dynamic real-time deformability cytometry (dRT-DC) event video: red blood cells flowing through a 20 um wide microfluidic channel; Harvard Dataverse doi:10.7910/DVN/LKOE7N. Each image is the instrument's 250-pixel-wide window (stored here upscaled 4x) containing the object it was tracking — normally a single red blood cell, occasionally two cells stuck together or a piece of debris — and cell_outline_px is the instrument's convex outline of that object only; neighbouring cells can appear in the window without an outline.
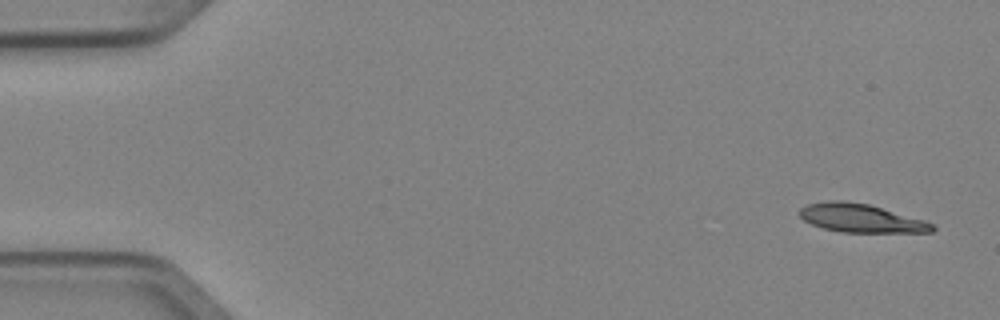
{"species": "Egyptian fruit bat (a non-hibernating species)", "species_latin": "Rousettus aegyptiacus", "temperature_condition": "cold", "stored_images_in_passage": 5, "camera_frame_rate_fps": 3000, "um_per_image_px": 0.085, "animal": {"sex": "female"}, "frame": {"image": 1, "passage_image": 1, "time_ms": 0.0, "image_size_px": [1000, 320], "cell_outline_px": [[936, 228], [932, 232], [840, 232], [824, 228], [812, 224], [804, 220], [800, 216], [800, 208], [804, 204], [828, 200], [844, 200], [868, 204], [924, 220], [932, 224]], "centroid_in_image_um": [73.14, 18.53], "position_along_channel_um": 11.9, "area_um2": 21.91}}
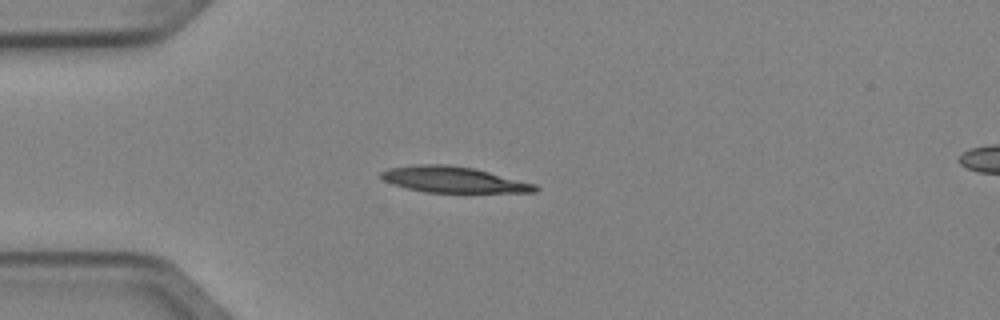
{"frame": {"image": 2, "passage_image": 4, "time_ms": 1.0, "image_size_px": [1000, 320], "cell_outline_px": [[540, 188], [536, 192], [424, 192], [408, 188], [384, 180], [380, 176], [380, 172], [388, 168], [416, 164], [448, 164], [476, 168], [536, 184]], "centroid_in_image_um": [38.57, 15.25], "position_along_channel_um": 46.4, "area_um2": 23.29}}